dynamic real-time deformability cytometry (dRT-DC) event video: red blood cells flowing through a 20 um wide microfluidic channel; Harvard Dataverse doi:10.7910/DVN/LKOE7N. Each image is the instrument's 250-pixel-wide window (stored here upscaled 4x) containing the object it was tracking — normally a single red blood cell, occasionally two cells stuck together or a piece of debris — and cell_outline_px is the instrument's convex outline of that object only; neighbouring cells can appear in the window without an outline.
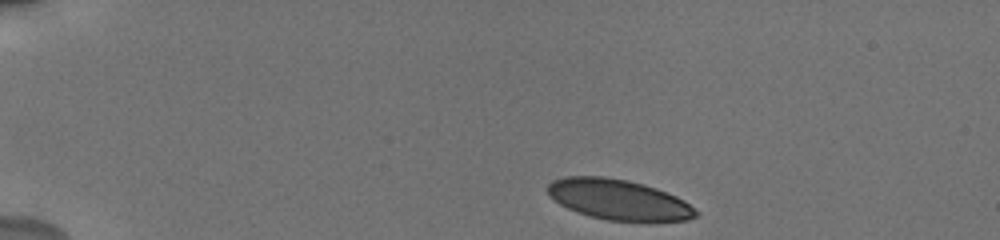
{"species": "human", "species_latin": "Homo sapiens", "temperature_condition": "cold", "stored_images_in_passage": 33, "camera_frame_rate_fps": 3000, "um_per_image_px": 0.085, "donor": {"sex": "male"}, "frame": {"image": 1, "passage_image": 1, "time_ms": 0.0, "image_size_px": [1000, 240], "cell_outline_px": [[700, 212], [696, 216], [688, 220], [608, 220], [576, 212], [552, 200], [548, 192], [548, 184], [552, 180], [564, 176], [604, 176], [628, 180], [644, 184], [656, 188], [676, 196], [684, 200]], "centroid_in_image_um": [52.55, 16.94], "position_along_channel_um": 32.4, "area_um2": 34.68}}
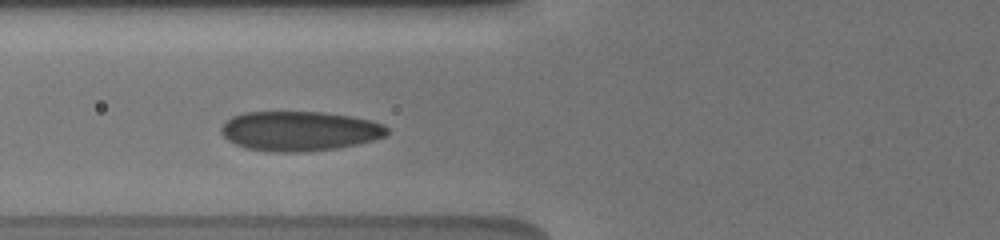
{"frame": {"image": 2, "passage_image": 18, "time_ms": 4.0, "image_size_px": [1000, 240], "cell_outline_px": [[388, 132], [384, 136], [372, 140], [356, 144], [336, 148], [304, 152], [272, 152], [244, 148], [228, 140], [220, 132], [220, 128], [224, 120], [232, 116], [244, 112], [324, 112], [352, 116], [384, 124], [388, 128]], "centroid_in_image_um": [25.41, 11.13], "position_along_channel_um": 100.4, "area_um2": 38.55}}
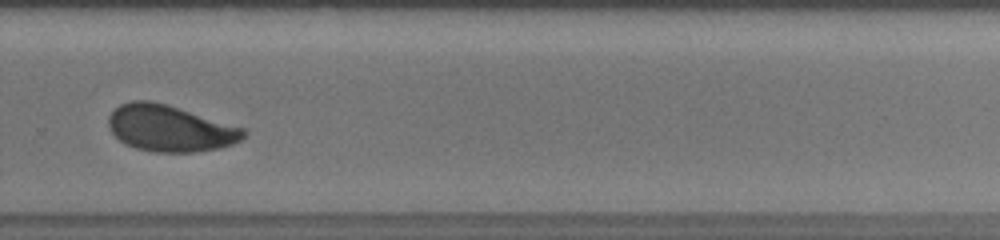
{"frame": {"image": 3, "passage_image": 32, "time_ms": 9.667, "image_size_px": [1000, 240], "cell_outline_px": [[248, 132], [240, 140], [232, 144], [220, 148], [192, 152], [152, 152], [136, 148], [120, 140], [108, 128], [108, 116], [120, 104], [132, 100], [152, 100], [244, 128]], "centroid_in_image_um": [14.43, 10.91], "position_along_channel_um": 315.4, "area_um2": 36.24}}